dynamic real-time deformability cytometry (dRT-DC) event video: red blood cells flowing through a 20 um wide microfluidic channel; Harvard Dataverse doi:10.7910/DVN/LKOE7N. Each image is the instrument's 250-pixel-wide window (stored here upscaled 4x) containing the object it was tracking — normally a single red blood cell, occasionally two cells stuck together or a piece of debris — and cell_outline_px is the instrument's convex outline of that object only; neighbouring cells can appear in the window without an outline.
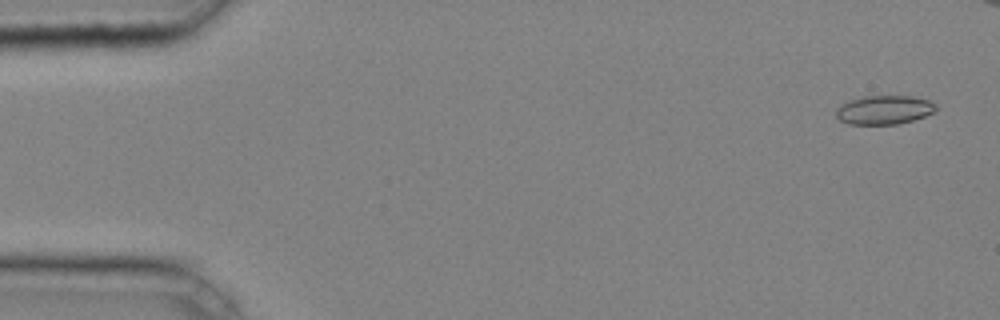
{"species": "common noctule bat (a hibernating species)", "species_latin": "Nyctalus noctula", "temperature_condition": "cold", "stored_images_in_passage": 42, "camera_frame_rate_fps": 3000, "um_per_image_px": 0.085, "animal": {"sex": "male", "body_mass_g": 20.4}, "frame": {"image": 1, "passage_image": 2, "time_ms": 0.333, "image_size_px": [1000, 320], "cell_outline_px": [[936, 112], [912, 120], [896, 124], [848, 124], [840, 120], [836, 116], [836, 108], [840, 104], [864, 96], [912, 96], [928, 100], [936, 104]], "centroid_in_image_um": [75.15, 9.34], "position_along_channel_um": 9.8, "area_um2": 16.76}}
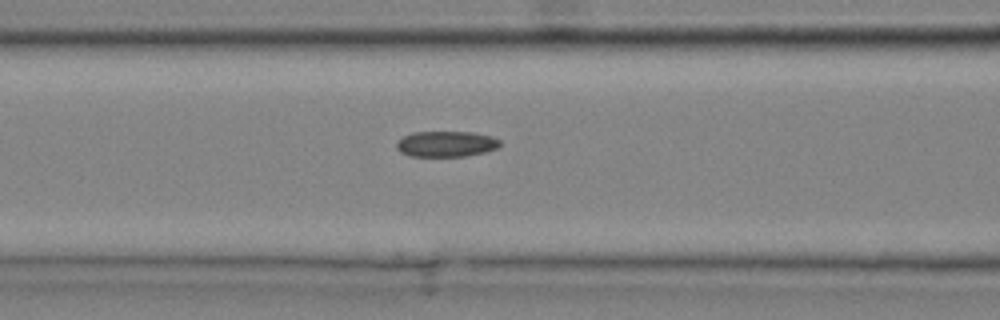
{"frame": {"image": 2, "passage_image": 19, "time_ms": 6.0, "image_size_px": [1000, 320], "cell_outline_px": [[500, 144], [496, 148], [484, 152], [468, 156], [408, 156], [400, 152], [396, 148], [396, 144], [404, 136], [412, 132], [472, 132], [492, 136], [500, 140]], "centroid_in_image_um": [37.91, 12.23], "position_along_channel_um": 128.7, "area_um2": 15.49}}
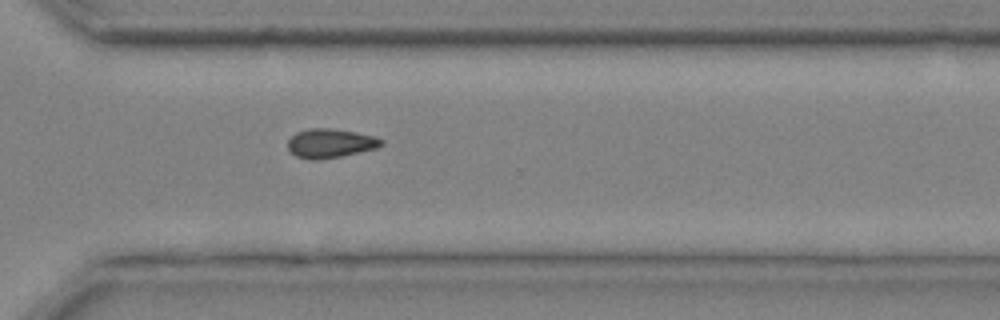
{"frame": {"image": 3, "passage_image": 34, "time_ms": 11.0, "image_size_px": [1000, 320], "cell_outline_px": [[384, 144], [376, 148], [340, 156], [320, 160], [308, 160], [296, 156], [288, 152], [288, 140], [296, 132], [308, 128], [328, 128], [376, 136], [384, 140]], "centroid_in_image_um": [28.04, 12.19], "position_along_channel_um": 342.6, "area_um2": 15.9}}